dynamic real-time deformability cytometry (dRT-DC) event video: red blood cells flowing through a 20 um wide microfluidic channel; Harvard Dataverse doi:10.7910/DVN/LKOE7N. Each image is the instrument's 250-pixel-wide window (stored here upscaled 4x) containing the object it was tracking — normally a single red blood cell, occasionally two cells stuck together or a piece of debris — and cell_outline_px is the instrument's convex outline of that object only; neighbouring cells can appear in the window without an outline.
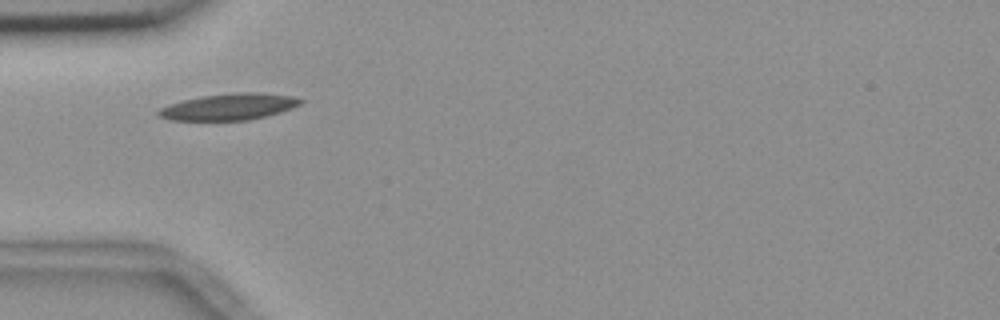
{"species": "common noctule bat (a hibernating species)", "species_latin": "Nyctalus noctula", "temperature_condition": "room temperature", "stored_images_in_passage": 36, "camera_frame_rate_fps": 3000, "um_per_image_px": 0.085, "animal": {"sex": "female", "body_mass_g": 18.4}, "frame": {"image": 1, "passage_image": 2, "time_ms": 0.333, "image_size_px": [1000, 320], "cell_outline_px": [[304, 100], [300, 104], [292, 108], [280, 112], [248, 120], [168, 120], [160, 116], [156, 112], [160, 108], [184, 100], [200, 96], [236, 92], [260, 92], [292, 96]], "centroid_in_image_um": [19.48, 9.07], "position_along_channel_um": 65.5, "area_um2": 21.73}}
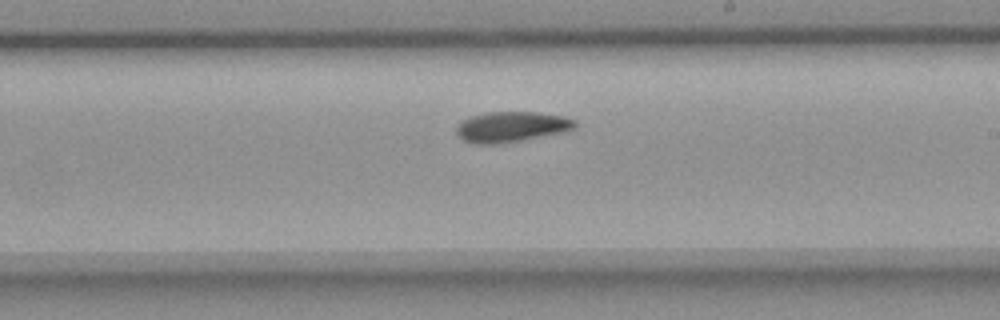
{"frame": {"image": 2, "passage_image": 17, "time_ms": 5.333, "image_size_px": [1000, 320], "cell_outline_px": [[576, 128], [572, 132], [496, 144], [476, 144], [464, 140], [456, 132], [456, 128], [468, 116], [484, 112], [536, 112], [564, 116], [576, 120]], "centroid_in_image_um": [43.56, 10.78], "position_along_channel_um": 245.4, "area_um2": 21.39}}
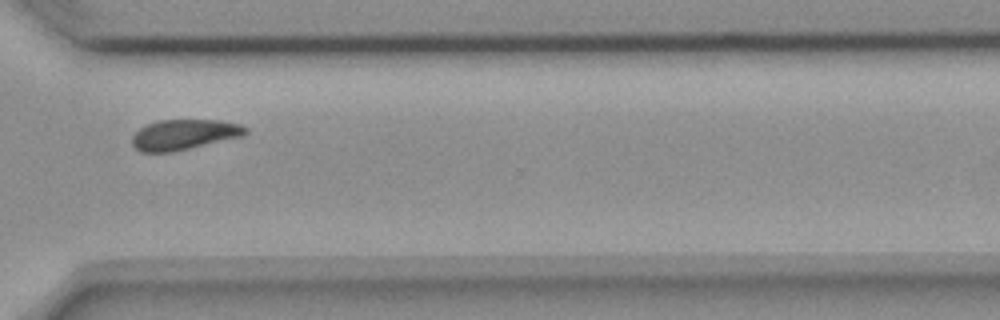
{"frame": {"image": 3, "passage_image": 26, "time_ms": 8.333, "image_size_px": [1000, 320], "cell_outline_px": [[248, 132], [244, 136], [172, 152], [140, 152], [132, 144], [132, 136], [140, 128], [148, 124], [160, 120], [220, 120], [240, 124], [248, 128]], "centroid_in_image_um": [15.67, 11.44], "position_along_channel_um": 354.9, "area_um2": 20.06}, "authors_computed_cell_mechanics": {"area_um2": 21.2126, "velocity_mm_per_s": 3.6292, "shape_relaxation_time_tau1_ms": 4.0509, "shape_relaxation_time_tau2_ms": null, "deformation_change_tau1": 0.1224, "deformation_change_tau2": null}}